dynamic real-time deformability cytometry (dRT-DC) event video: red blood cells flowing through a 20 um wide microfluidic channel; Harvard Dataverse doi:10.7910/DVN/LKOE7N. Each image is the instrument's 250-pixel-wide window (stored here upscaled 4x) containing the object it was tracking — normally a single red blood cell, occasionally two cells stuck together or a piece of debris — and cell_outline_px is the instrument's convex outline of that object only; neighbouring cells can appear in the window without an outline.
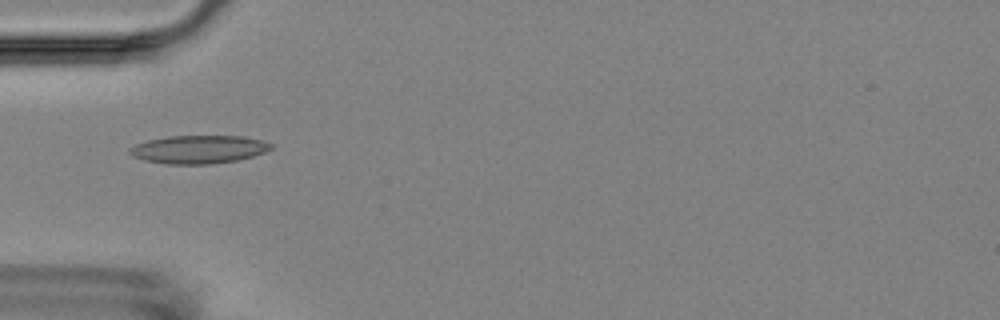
{"species": "Egyptian fruit bat (a non-hibernating species)", "species_latin": "Rousettus aegyptiacus", "temperature_condition": "room temperature", "stored_images_in_passage": 6, "camera_frame_rate_fps": 3000, "um_per_image_px": 0.085, "animal": {"sex": "female"}, "frame": {"image": 1, "passage_image": 1, "time_ms": 0.0, "image_size_px": [1000, 320], "cell_outline_px": [[272, 148], [264, 152], [252, 156], [236, 160], [212, 164], [168, 164], [144, 160], [132, 156], [128, 152], [128, 148], [136, 144], [148, 140], [168, 136], [244, 136], [260, 140], [272, 144]], "centroid_in_image_um": [16.85, 12.7], "position_along_channel_um": 68.2, "area_um2": 23.12}}
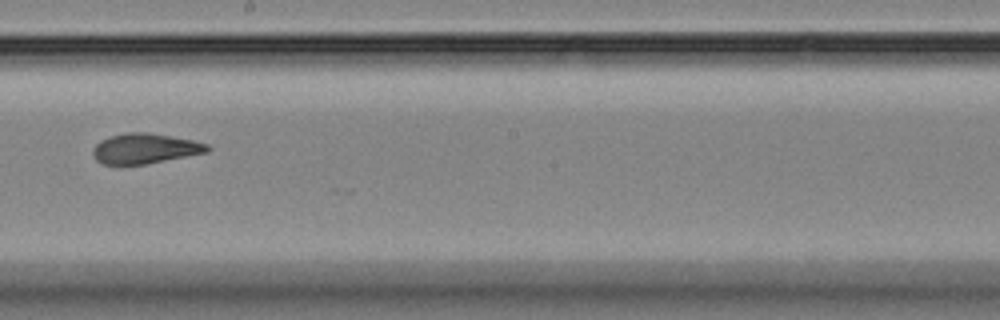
{"frame": {"image": 2, "passage_image": 5, "time_ms": 4.667, "image_size_px": [1000, 320], "cell_outline_px": [[212, 148], [208, 152], [144, 164], [104, 164], [96, 160], [92, 156], [92, 152], [96, 144], [100, 140], [108, 136], [128, 132], [148, 132], [172, 136], [192, 140], [208, 144]], "centroid_in_image_um": [12.31, 12.61], "position_along_channel_um": 235.9, "area_um2": 20.11}}
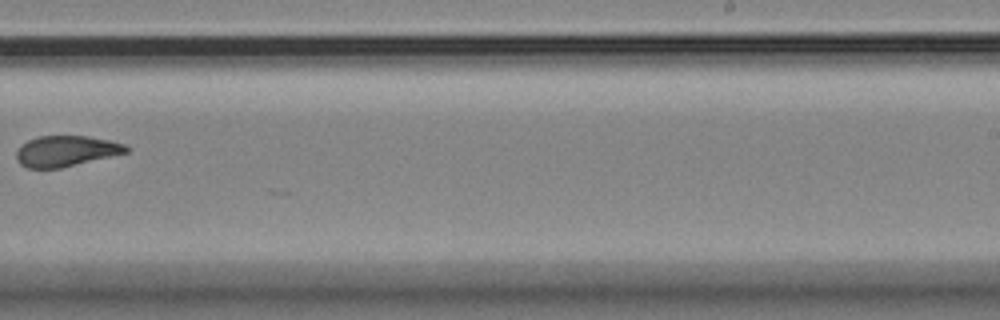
{"frame": {"image": 3, "passage_image": 6, "time_ms": 6.0, "image_size_px": [1000, 320], "cell_outline_px": [[128, 152], [60, 168], [28, 168], [20, 164], [16, 160], [16, 152], [28, 140], [40, 136], [88, 136], [108, 140], [124, 144], [128, 148]], "centroid_in_image_um": [5.59, 12.84], "position_along_channel_um": 283.4, "area_um2": 19.36}}